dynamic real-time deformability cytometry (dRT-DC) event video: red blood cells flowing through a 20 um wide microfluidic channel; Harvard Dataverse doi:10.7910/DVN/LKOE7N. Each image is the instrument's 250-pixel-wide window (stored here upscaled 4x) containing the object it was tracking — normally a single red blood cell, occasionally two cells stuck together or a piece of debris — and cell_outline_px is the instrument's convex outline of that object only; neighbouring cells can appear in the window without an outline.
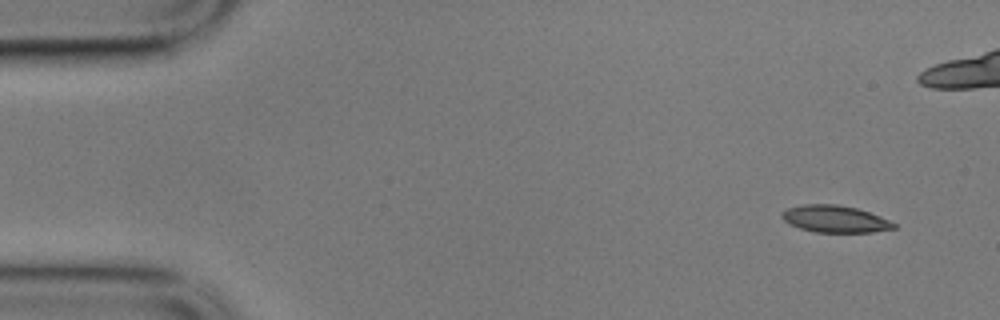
{"species": "common noctule bat (a hibernating species)", "species_latin": "Nyctalus noctula", "temperature_condition": "cold", "stored_images_in_passage": 6, "camera_frame_rate_fps": 3000, "um_per_image_px": 0.085, "animal": {"sex": "male", "body_mass_g": 17.9}, "frame": {"image": 1, "passage_image": 1, "time_ms": 0.0, "image_size_px": [1000, 320], "cell_outline_px": [[896, 228], [872, 232], [816, 232], [800, 228], [788, 224], [780, 216], [780, 212], [788, 208], [804, 204], [836, 204], [856, 208], [880, 216], [896, 224]], "centroid_in_image_um": [70.94, 18.61], "position_along_channel_um": 14.1, "area_um2": 17.57}}